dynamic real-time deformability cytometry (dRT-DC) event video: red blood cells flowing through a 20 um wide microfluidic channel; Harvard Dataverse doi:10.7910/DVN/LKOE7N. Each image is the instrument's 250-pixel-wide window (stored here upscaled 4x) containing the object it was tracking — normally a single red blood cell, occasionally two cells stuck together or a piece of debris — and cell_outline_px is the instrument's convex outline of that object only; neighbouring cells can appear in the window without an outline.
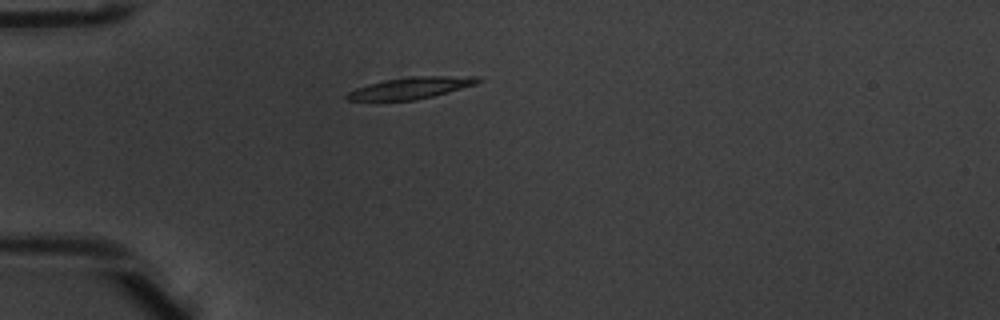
{"species": "common noctule bat (a hibernating species)", "species_latin": "Nyctalus noctula", "temperature_condition": "warm", "stored_images_in_passage": 38, "camera_frame_rate_fps": 3000, "um_per_image_px": 0.085, "animal": {"sex": "male", "body_mass_g": 20.1, "forearm_length_mm": 53.5}, "frame": {"image": 1, "passage_image": 1, "time_ms": 0.0, "image_size_px": [1000, 320], "cell_outline_px": [[484, 80], [476, 84], [432, 96], [416, 100], [348, 100], [344, 96], [348, 92], [356, 88], [368, 84], [384, 80], [412, 76], [480, 76]], "centroid_in_image_um": [34.95, 7.46], "position_along_channel_um": 50.1, "area_um2": 16.42}}
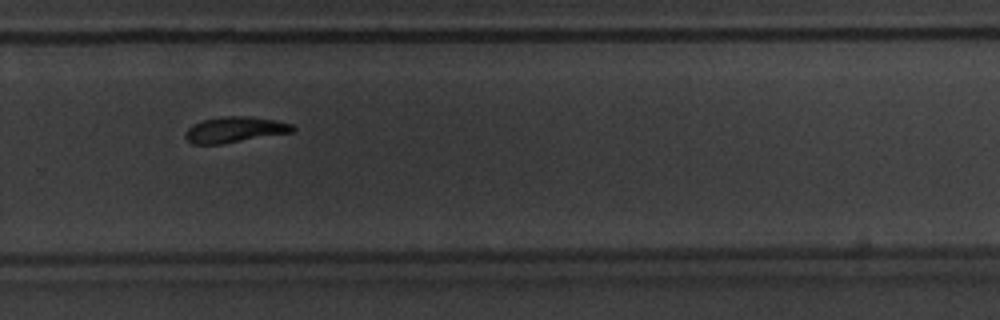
{"frame": {"image": 2, "passage_image": 22, "time_ms": 7.0, "image_size_px": [1000, 320], "cell_outline_px": [[296, 128], [292, 132], [220, 144], [192, 144], [184, 136], [188, 128], [192, 124], [200, 120], [220, 116], [244, 116], [276, 120], [292, 124]], "centroid_in_image_um": [19.92, 11.01], "position_along_channel_um": 309.9, "area_um2": 16.07}}
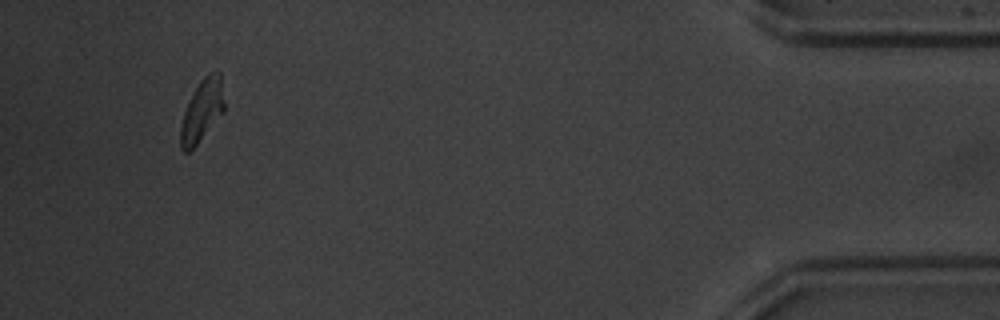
{"frame": {"image": 3, "passage_image": 35, "time_ms": 11.333, "image_size_px": [1000, 320], "cell_outline_px": [[224, 112], [196, 144], [188, 152], [184, 152], [180, 148], [180, 128], [184, 112], [200, 80], [208, 72], [220, 72], [224, 100]], "centroid_in_image_um": [17.18, 9.4], "position_along_channel_um": 418.0, "area_um2": 15.49}, "authors_computed_cell_mechanics": {"area_um2": 16.2707, "velocity_mm_per_s": 3.9495, "shape_relaxation_time_tau1_ms": 3.2614, "shape_relaxation_time_tau2_ms": null, "deformation_change_tau1": 0.1819, "deformation_change_tau2": null}}